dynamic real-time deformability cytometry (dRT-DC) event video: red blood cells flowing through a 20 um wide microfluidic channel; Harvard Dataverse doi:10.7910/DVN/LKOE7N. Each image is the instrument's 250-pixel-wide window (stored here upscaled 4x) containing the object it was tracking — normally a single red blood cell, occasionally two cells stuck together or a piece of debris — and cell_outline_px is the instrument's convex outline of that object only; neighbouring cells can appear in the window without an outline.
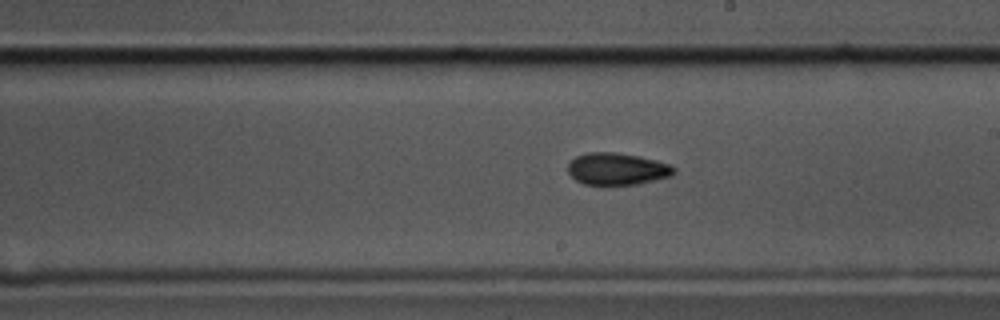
{"species": "common noctule bat (a hibernating species)", "species_latin": "Nyctalus noctula", "temperature_condition": "cold", "stored_images_in_passage": 58, "camera_frame_rate_fps": 3000, "um_per_image_px": 0.085, "animal": {"sex": "male", "body_mass_g": 17.5, "forearm_length_mm": 52.3}, "frame": {"image": 1, "passage_image": 33, "time_ms": 10.667, "image_size_px": [1000, 320], "cell_outline_px": [[676, 172], [672, 176], [636, 184], [604, 188], [584, 184], [576, 180], [568, 172], [568, 164], [576, 156], [588, 152], [612, 152], [640, 156], [656, 160], [668, 164], [676, 168]], "centroid_in_image_um": [52.44, 14.4], "position_along_channel_um": 236.6, "area_um2": 20.4}}
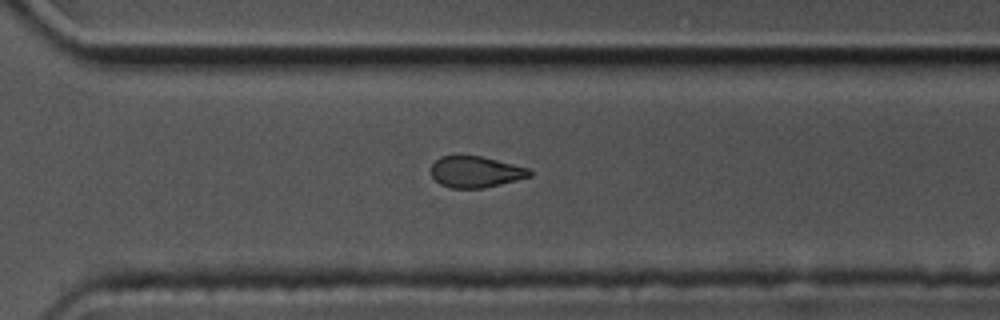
{"frame": {"image": 2, "passage_image": 41, "time_ms": 13.333, "image_size_px": [1000, 320], "cell_outline_px": [[532, 176], [484, 188], [452, 188], [440, 184], [432, 176], [432, 164], [440, 156], [480, 156], [528, 168], [532, 172]], "centroid_in_image_um": [40.42, 14.61], "position_along_channel_um": 330.2, "area_um2": 17.69}}
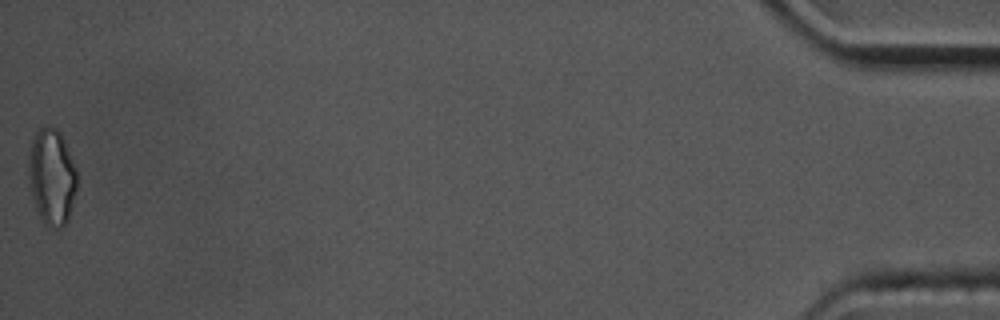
{"frame": {"image": 3, "passage_image": 58, "time_ms": 19.0, "image_size_px": [1000, 320], "cell_outline_px": [[76, 192], [68, 220], [60, 228], [56, 228], [44, 224], [36, 212], [32, 196], [28, 176], [28, 160], [32, 140], [36, 132], [44, 124], [48, 124], [56, 128], [60, 132], [64, 140], [76, 172]], "centroid_in_image_um": [4.38, 15.02], "position_along_channel_um": 430.8, "area_um2": 27.17}, "authors_computed_cell_mechanics": {"area_um2": 19.652, "velocity_mm_per_s": 3.5121, "shape_relaxation_time_tau1_ms": 8.7605, "shape_relaxation_time_tau2_ms": null, "deformation_change_tau1": 0.1344, "deformation_change_tau2": null}}